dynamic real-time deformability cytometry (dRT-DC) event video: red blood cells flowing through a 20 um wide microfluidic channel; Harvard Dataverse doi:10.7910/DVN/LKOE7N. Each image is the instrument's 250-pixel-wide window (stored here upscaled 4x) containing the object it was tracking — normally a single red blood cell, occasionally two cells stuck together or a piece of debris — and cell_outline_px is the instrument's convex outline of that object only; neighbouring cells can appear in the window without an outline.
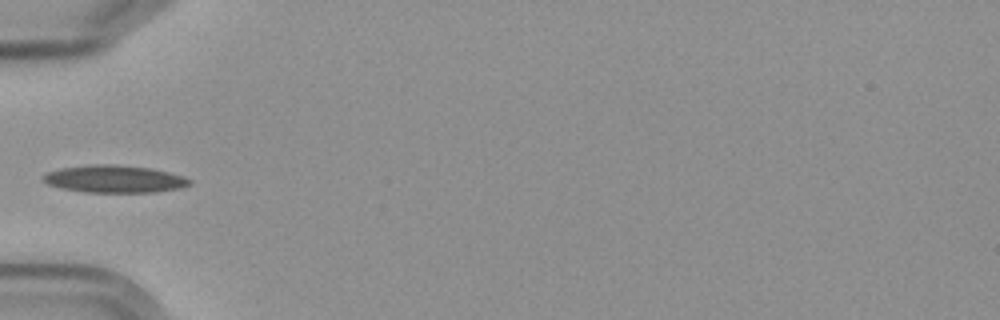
{"species": "Egyptian fruit bat (a non-hibernating species)", "species_latin": "Rousettus aegyptiacus", "temperature_condition": "cold", "stored_images_in_passage": 5, "camera_frame_rate_fps": 3000, "um_per_image_px": 0.085, "frame": {"image": 1, "passage_image": 5, "time_ms": 5.333, "image_size_px": [1000, 320], "cell_outline_px": [[192, 184], [180, 188], [156, 192], [84, 192], [60, 188], [48, 184], [40, 176], [48, 172], [60, 168], [92, 164], [116, 164], [152, 168], [184, 176], [192, 180]], "centroid_in_image_um": [9.74, 15.21], "position_along_channel_um": 75.3, "area_um2": 23.58}}